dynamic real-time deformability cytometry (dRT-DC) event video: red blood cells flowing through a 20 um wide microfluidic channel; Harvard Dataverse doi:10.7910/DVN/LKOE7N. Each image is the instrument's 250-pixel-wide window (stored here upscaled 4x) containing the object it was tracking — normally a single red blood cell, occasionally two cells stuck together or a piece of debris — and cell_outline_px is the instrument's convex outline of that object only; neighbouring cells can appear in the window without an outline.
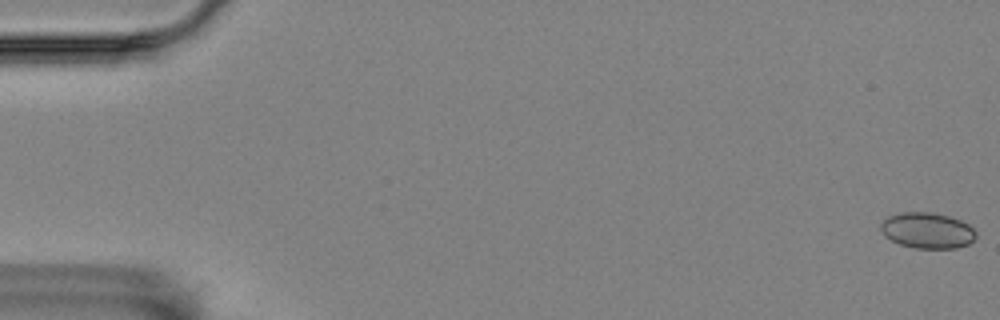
{"species": "Egyptian fruit bat (a non-hibernating species)", "species_latin": "Rousettus aegyptiacus", "temperature_condition": "room temperature", "stored_images_in_passage": 16, "camera_frame_rate_fps": 3000, "um_per_image_px": 0.085, "animal": {"sex": "female"}, "frame": {"image": 1, "passage_image": 1, "time_ms": 0.0, "image_size_px": [1000, 320], "cell_outline_px": [[976, 236], [968, 244], [956, 248], [916, 248], [900, 244], [884, 236], [880, 228], [880, 224], [888, 216], [904, 212], [932, 212], [948, 216], [960, 220], [968, 224], [976, 232]], "centroid_in_image_um": [78.81, 19.58], "position_along_channel_um": 6.2, "area_um2": 19.77}}